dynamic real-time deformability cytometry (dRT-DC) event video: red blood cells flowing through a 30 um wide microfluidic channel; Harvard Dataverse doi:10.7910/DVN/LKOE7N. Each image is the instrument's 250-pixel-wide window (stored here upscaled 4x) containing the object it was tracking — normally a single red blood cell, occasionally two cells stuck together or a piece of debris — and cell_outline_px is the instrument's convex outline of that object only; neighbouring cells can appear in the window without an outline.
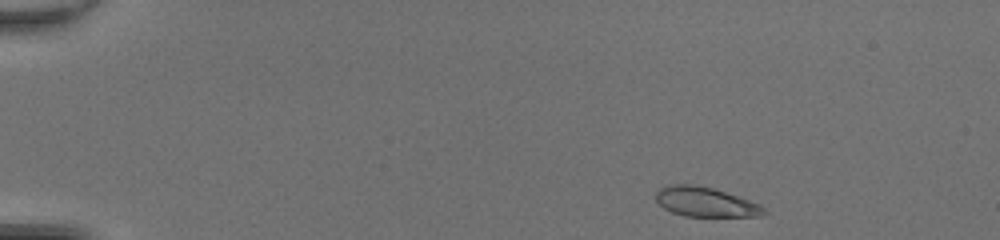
{"species": "common noctule bat (a hibernating species)", "species_latin": "Nyctalus noctula", "temperature_condition": "room temperature", "stored_images_in_passage": 42, "camera_frame_rate_fps": 3000, "um_per_image_px": 0.085, "animal": {"sex": "female", "body_mass_g": 20.0, "forearm_length_mm": 54.0}, "frame": {"image": 1, "passage_image": 1, "time_ms": 0.0, "image_size_px": [1000, 240], "cell_outline_px": [[768, 212], [760, 216], [684, 216], [672, 212], [664, 208], [656, 200], [656, 192], [660, 188], [668, 184], [696, 184], [712, 188], [760, 204]], "centroid_in_image_um": [59.94, 17.16], "position_along_channel_um": 25.1, "area_um2": 18.5}}
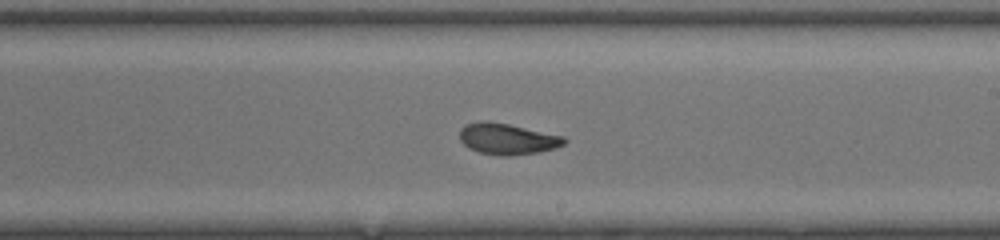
{"frame": {"image": 2, "passage_image": 24, "time_ms": 7.667, "image_size_px": [1000, 240], "cell_outline_px": [[568, 140], [564, 144], [556, 148], [540, 152], [508, 156], [504, 156], [480, 152], [468, 148], [460, 140], [460, 128], [464, 124], [480, 120], [484, 120], [508, 124], [564, 136]], "centroid_in_image_um": [43.12, 11.8], "position_along_channel_um": 245.9, "area_um2": 19.07}}
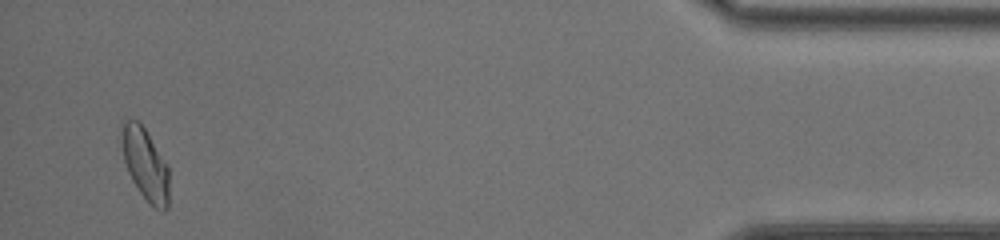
{"frame": {"image": 3, "passage_image": 41, "time_ms": 13.333, "image_size_px": [1000, 240], "cell_outline_px": [[168, 208], [164, 212], [160, 212], [148, 204], [132, 180], [128, 172], [124, 160], [124, 120], [136, 120], [144, 128], [168, 168]], "centroid_in_image_um": [12.39, 14.09], "position_along_channel_um": 422.8, "area_um2": 19.07}, "authors_computed_cell_mechanics": {"area_um2": 18.9584, "velocity_mm_per_s": 4.3155, "shape_relaxation_time_tau1_ms": null, "shape_relaxation_time_tau2_ms": 1.3092, "deformation_change_tau1": null, "deformation_change_tau2": 0.065}}